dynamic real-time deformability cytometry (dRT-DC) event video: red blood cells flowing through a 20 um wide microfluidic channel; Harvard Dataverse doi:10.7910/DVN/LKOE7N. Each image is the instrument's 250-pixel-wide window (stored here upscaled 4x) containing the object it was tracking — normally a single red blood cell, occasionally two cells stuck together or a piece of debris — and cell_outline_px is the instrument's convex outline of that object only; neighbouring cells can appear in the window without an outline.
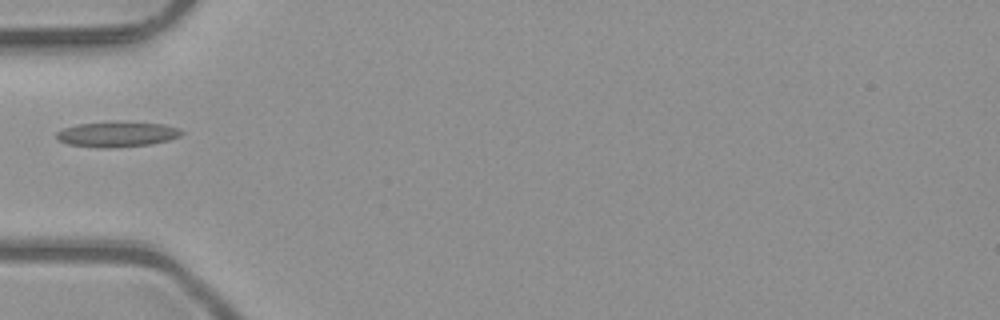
{"species": "common noctule bat (a hibernating species)", "species_latin": "Nyctalus noctula", "temperature_condition": "room temperature", "stored_images_in_passage": 1, "camera_frame_rate_fps": 3000, "um_per_image_px": 0.085, "animal": {"sex": "male", "body_mass_g": 23.1, "forearm_length_mm": 52.7}, "frame": {"image": 1, "passage_image": 1, "time_ms": 0.0, "image_size_px": [1000, 320], "cell_outline_px": [[184, 132], [180, 136], [168, 140], [152, 144], [108, 148], [100, 148], [68, 144], [56, 140], [56, 132], [64, 128], [76, 124], [116, 120], [164, 124], [180, 128]], "centroid_in_image_um": [9.94, 11.39], "position_along_channel_um": 75.1, "area_um2": 18.96}}